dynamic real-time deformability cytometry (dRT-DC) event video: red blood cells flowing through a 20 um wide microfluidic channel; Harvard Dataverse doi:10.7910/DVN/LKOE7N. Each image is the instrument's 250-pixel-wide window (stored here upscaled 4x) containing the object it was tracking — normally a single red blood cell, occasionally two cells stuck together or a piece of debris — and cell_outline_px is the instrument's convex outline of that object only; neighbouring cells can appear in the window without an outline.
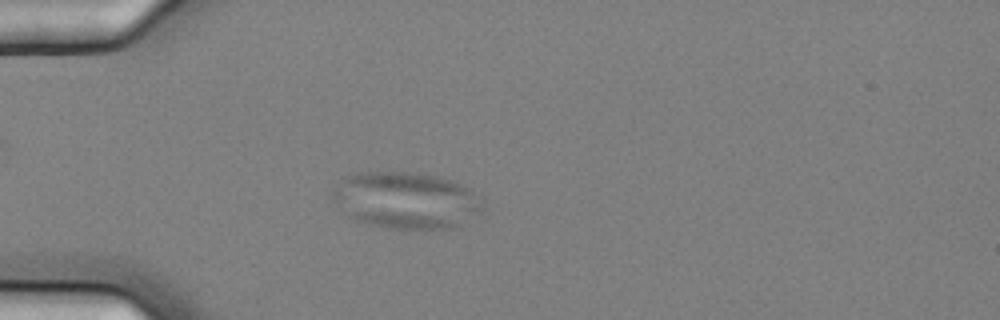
{"species": "common noctule bat (a hibernating species)", "species_latin": "Nyctalus noctula", "temperature_condition": "cold", "stored_images_in_passage": 58, "camera_frame_rate_fps": 3000, "um_per_image_px": 0.085, "animal": {"sex": "female", "body_mass_g": 25.1}, "frame": {"image": 1, "passage_image": 17, "time_ms": 5.333, "image_size_px": [1000, 320], "cell_outline_px": [[484, 208], [460, 228], [388, 228], [364, 224], [348, 216], [332, 200], [332, 192], [344, 176], [360, 172], [416, 172], [436, 176], [452, 180], [468, 188], [476, 196]], "centroid_in_image_um": [34.49, 17.03], "position_along_channel_um": 50.5, "area_um2": 49.65}}